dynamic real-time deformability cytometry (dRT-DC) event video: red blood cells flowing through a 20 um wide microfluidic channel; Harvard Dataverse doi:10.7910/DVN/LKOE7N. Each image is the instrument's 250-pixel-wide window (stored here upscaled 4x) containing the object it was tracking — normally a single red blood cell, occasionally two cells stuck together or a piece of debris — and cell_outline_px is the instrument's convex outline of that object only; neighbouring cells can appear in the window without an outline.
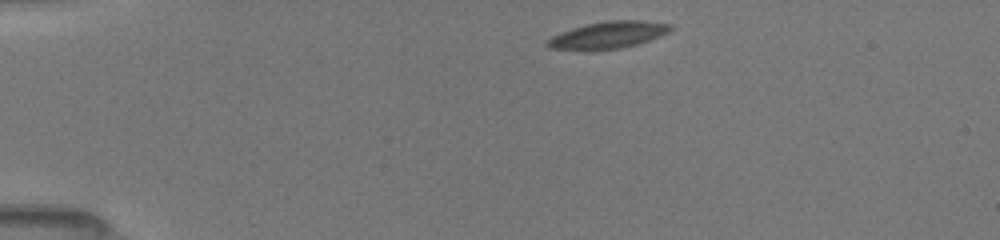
{"species": "common noctule bat (a hibernating species)", "species_latin": "Nyctalus noctula", "temperature_condition": "room temperature", "stored_images_in_passage": 43, "camera_frame_rate_fps": 3000, "um_per_image_px": 0.085, "animal": {"sex": "female", "body_mass_g": 19.5, "forearm_length_mm": 54.1}, "frame": {"image": 1, "passage_image": 1, "time_ms": 0.0, "image_size_px": [1000, 240], "cell_outline_px": [[672, 28], [668, 32], [648, 40], [636, 44], [620, 48], [548, 48], [544, 44], [544, 40], [552, 36], [572, 28], [588, 24], [608, 20], [636, 20], [668, 24]], "centroid_in_image_um": [51.65, 2.95], "position_along_channel_um": 33.3, "area_um2": 18.44}}
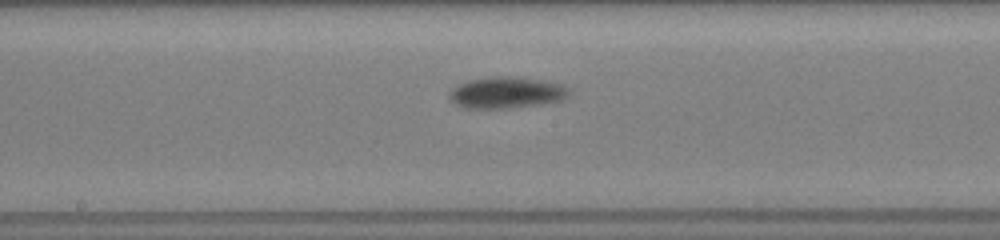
{"frame": {"image": 2, "passage_image": 19, "time_ms": 6.0, "image_size_px": [1000, 240], "cell_outline_px": [[568, 96], [560, 100], [540, 104], [508, 108], [464, 108], [456, 104], [452, 100], [452, 92], [460, 84], [468, 80], [500, 76], [508, 76], [540, 80], [556, 84], [564, 88], [568, 92]], "centroid_in_image_um": [43.03, 7.88], "position_along_channel_um": 205.2, "area_um2": 20.98}}
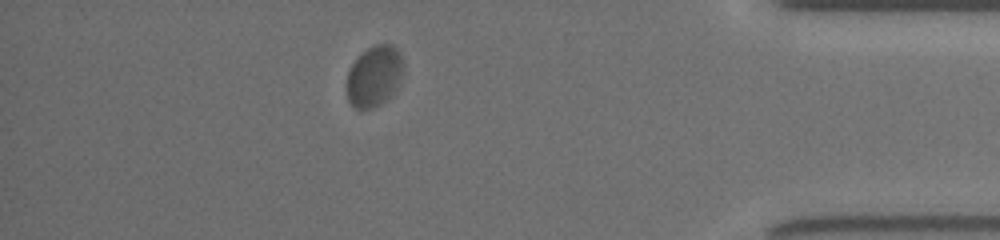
{"frame": {"image": 3, "passage_image": 37, "time_ms": 12.0, "image_size_px": [1000, 240], "cell_outline_px": [[400, 80], [396, 88], [380, 104], [372, 108], [356, 108], [348, 100], [348, 72], [352, 64], [368, 48], [376, 44], [392, 44], [400, 52]], "centroid_in_image_um": [31.79, 6.46], "position_along_channel_um": 403.4, "area_um2": 19.19}, "authors_computed_cell_mechanics": {"area_um2": 20.5768, "velocity_mm_per_s": 3.8847, "shape_relaxation_time_tau1_ms": 2.9459, "shape_relaxation_time_tau2_ms": null, "deformation_change_tau1": 0.1191, "deformation_change_tau2": null}}